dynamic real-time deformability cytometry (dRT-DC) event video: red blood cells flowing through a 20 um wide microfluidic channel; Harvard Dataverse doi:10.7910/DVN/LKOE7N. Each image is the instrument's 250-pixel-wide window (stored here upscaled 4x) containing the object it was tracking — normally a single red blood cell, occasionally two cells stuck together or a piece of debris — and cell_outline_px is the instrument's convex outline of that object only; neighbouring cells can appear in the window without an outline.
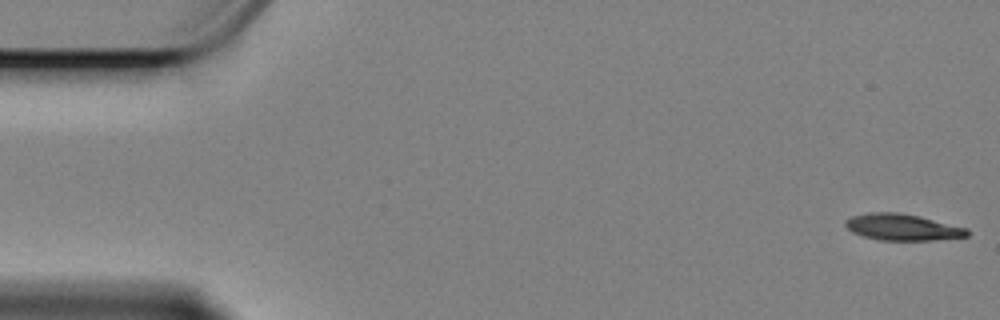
{"species": "Egyptian fruit bat (a non-hibernating species)", "species_latin": "Rousettus aegyptiacus", "temperature_condition": "cold", "stored_images_in_passage": 58, "camera_frame_rate_fps": 3000, "um_per_image_px": 0.085, "animal": {"sex": "female"}, "frame": {"image": 1, "passage_image": 1, "time_ms": 0.0, "image_size_px": [1000, 320], "cell_outline_px": [[968, 236], [932, 240], [880, 240], [864, 236], [852, 232], [844, 224], [844, 220], [852, 216], [868, 212], [896, 212], [920, 216], [968, 228]], "centroid_in_image_um": [76.69, 19.3], "position_along_channel_um": 8.3, "area_um2": 18.73}}
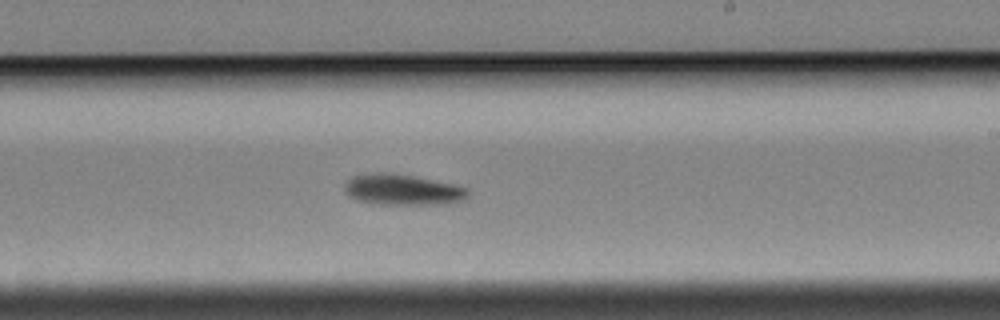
{"frame": {"image": 2, "passage_image": 34, "time_ms": 11.0, "image_size_px": [1000, 320], "cell_outline_px": [[468, 196], [464, 200], [448, 204], [372, 204], [356, 200], [348, 196], [344, 188], [344, 184], [352, 176], [376, 172], [388, 172], [412, 176], [452, 184], [468, 188]], "centroid_in_image_um": [34.19, 16.13], "position_along_channel_um": 254.8, "area_um2": 22.25}}
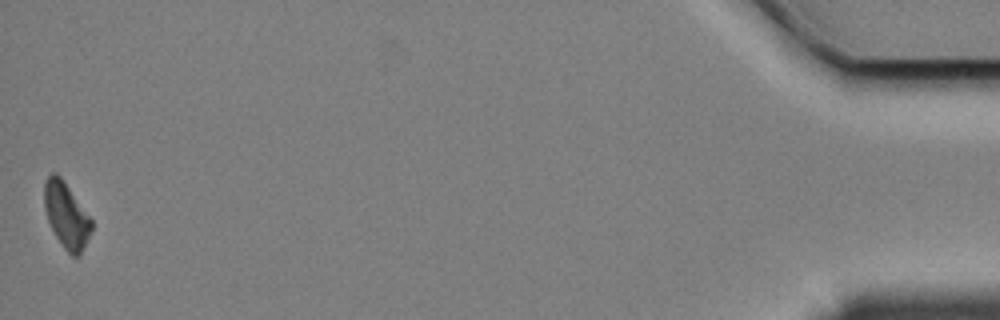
{"frame": {"image": 3, "passage_image": 58, "time_ms": 19.0, "image_size_px": [1000, 320], "cell_outline_px": [[92, 228], [80, 256], [72, 256], [64, 248], [56, 236], [48, 220], [44, 208], [44, 184], [48, 176], [52, 172], [56, 172], [60, 176], [92, 220]], "centroid_in_image_um": [5.63, 18.3], "position_along_channel_um": 429.6, "area_um2": 17.69}, "authors_computed_cell_mechanics": {"area_um2": 20.2011, "velocity_mm_per_s": 3.3683, "shape_relaxation_time_tau1_ms": 2.0187, "shape_relaxation_time_tau2_ms": null, "deformation_change_tau1": 0.1173, "deformation_change_tau2": null}}